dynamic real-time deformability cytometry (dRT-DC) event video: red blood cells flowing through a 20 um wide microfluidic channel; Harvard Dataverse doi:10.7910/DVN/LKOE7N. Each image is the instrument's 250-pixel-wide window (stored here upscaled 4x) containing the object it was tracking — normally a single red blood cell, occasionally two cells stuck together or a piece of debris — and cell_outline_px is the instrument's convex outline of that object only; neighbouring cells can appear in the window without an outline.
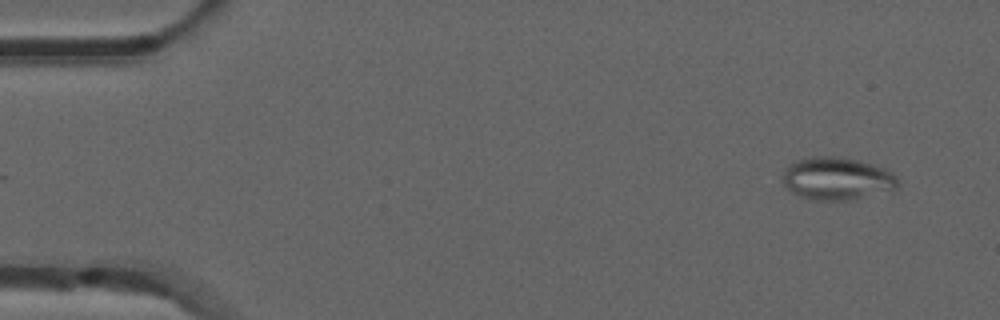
{"species": "common noctule bat (a hibernating species)", "species_latin": "Nyctalus noctula", "temperature_condition": "room temperature", "stored_images_in_passage": 52, "camera_frame_rate_fps": 3000, "um_per_image_px": 0.085, "animal": {"sex": "male", "forearm_length_mm": 52.5}, "frame": {"image": 1, "passage_image": 4, "time_ms": 1.0, "image_size_px": [1000, 320], "cell_outline_px": [[896, 188], [852, 200], [812, 200], [800, 196], [792, 192], [784, 184], [784, 168], [788, 164], [796, 160], [812, 156], [832, 156], [860, 160], [884, 168], [892, 172], [896, 176]], "centroid_in_image_um": [71.11, 15.17], "position_along_channel_um": 13.9, "area_um2": 28.5}}
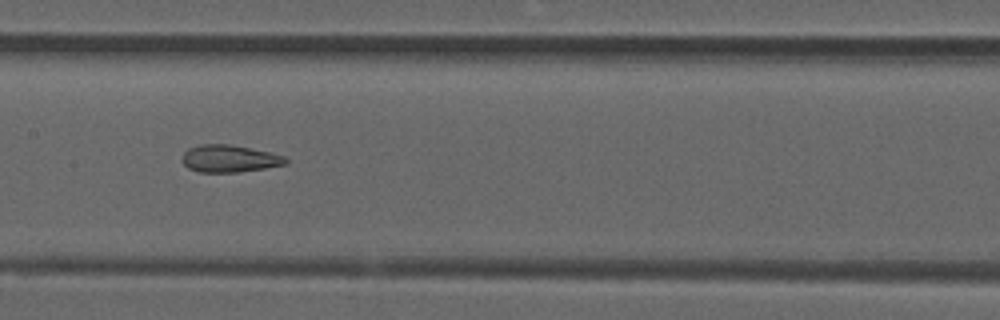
{"frame": {"image": 2, "passage_image": 26, "time_ms": 8.333, "image_size_px": [1000, 320], "cell_outline_px": [[288, 164], [240, 172], [200, 172], [188, 168], [180, 160], [180, 156], [188, 148], [200, 144], [228, 144], [268, 152], [284, 156], [288, 160]], "centroid_in_image_um": [19.45, 13.48], "position_along_channel_um": 188.0, "area_um2": 16.47}}
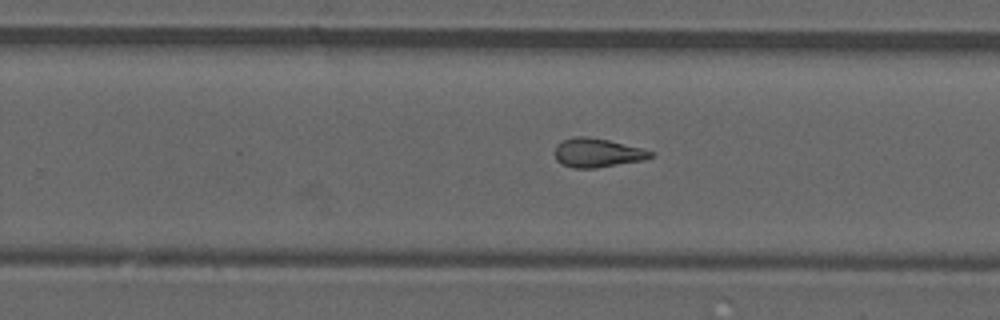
{"frame": {"image": 3, "passage_image": 33, "time_ms": 10.667, "image_size_px": [1000, 320], "cell_outline_px": [[652, 156], [644, 160], [596, 168], [572, 168], [560, 164], [556, 160], [552, 152], [556, 144], [564, 140], [576, 136], [588, 136], [608, 140], [640, 148], [652, 152]], "centroid_in_image_um": [50.68, 12.99], "position_along_channel_um": 279.1, "area_um2": 16.24}, "authors_computed_cell_mechanics": {"area_um2": 16.5019, "velocity_mm_per_s": 3.9303, "shape_relaxation_time_tau1_ms": null, "shape_relaxation_time_tau2_ms": 1.9433, "deformation_change_tau1": null, "deformation_change_tau2": 0.1031}}